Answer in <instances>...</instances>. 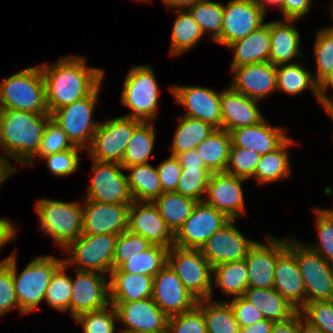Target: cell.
Instances as JSON below:
<instances>
[{
  "label": "cell",
  "mask_w": 333,
  "mask_h": 333,
  "mask_svg": "<svg viewBox=\"0 0 333 333\" xmlns=\"http://www.w3.org/2000/svg\"><path fill=\"white\" fill-rule=\"evenodd\" d=\"M62 58L50 67L48 64L40 66L45 81L46 104L50 114L56 109L89 96L101 85L104 78V71L98 68H87L86 59L82 56Z\"/></svg>",
  "instance_id": "6da1fadb"
},
{
  "label": "cell",
  "mask_w": 333,
  "mask_h": 333,
  "mask_svg": "<svg viewBox=\"0 0 333 333\" xmlns=\"http://www.w3.org/2000/svg\"><path fill=\"white\" fill-rule=\"evenodd\" d=\"M51 114L0 109V146L23 165H33L35 154Z\"/></svg>",
  "instance_id": "7a4b0ae2"
},
{
  "label": "cell",
  "mask_w": 333,
  "mask_h": 333,
  "mask_svg": "<svg viewBox=\"0 0 333 333\" xmlns=\"http://www.w3.org/2000/svg\"><path fill=\"white\" fill-rule=\"evenodd\" d=\"M0 109L50 114L40 65L17 72L0 83Z\"/></svg>",
  "instance_id": "3957f363"
},
{
  "label": "cell",
  "mask_w": 333,
  "mask_h": 333,
  "mask_svg": "<svg viewBox=\"0 0 333 333\" xmlns=\"http://www.w3.org/2000/svg\"><path fill=\"white\" fill-rule=\"evenodd\" d=\"M64 263V258L40 256L17 274L16 254H12V278L19 302V311L25 315L34 311L44 301L46 289L55 271Z\"/></svg>",
  "instance_id": "277c9868"
},
{
  "label": "cell",
  "mask_w": 333,
  "mask_h": 333,
  "mask_svg": "<svg viewBox=\"0 0 333 333\" xmlns=\"http://www.w3.org/2000/svg\"><path fill=\"white\" fill-rule=\"evenodd\" d=\"M79 204L44 197L36 205L41 229L64 250L82 234V206Z\"/></svg>",
  "instance_id": "5b68a950"
},
{
  "label": "cell",
  "mask_w": 333,
  "mask_h": 333,
  "mask_svg": "<svg viewBox=\"0 0 333 333\" xmlns=\"http://www.w3.org/2000/svg\"><path fill=\"white\" fill-rule=\"evenodd\" d=\"M287 247L295 255L303 279L305 304L333 300V265L294 238L288 239Z\"/></svg>",
  "instance_id": "8992f818"
},
{
  "label": "cell",
  "mask_w": 333,
  "mask_h": 333,
  "mask_svg": "<svg viewBox=\"0 0 333 333\" xmlns=\"http://www.w3.org/2000/svg\"><path fill=\"white\" fill-rule=\"evenodd\" d=\"M159 86L152 67L146 65L134 66L128 72L121 103L131 109L125 116L142 122H154L157 111Z\"/></svg>",
  "instance_id": "52a82bcc"
},
{
  "label": "cell",
  "mask_w": 333,
  "mask_h": 333,
  "mask_svg": "<svg viewBox=\"0 0 333 333\" xmlns=\"http://www.w3.org/2000/svg\"><path fill=\"white\" fill-rule=\"evenodd\" d=\"M167 264L194 297L198 300L212 299L213 266L201 250L172 246L168 250Z\"/></svg>",
  "instance_id": "ba28073f"
},
{
  "label": "cell",
  "mask_w": 333,
  "mask_h": 333,
  "mask_svg": "<svg viewBox=\"0 0 333 333\" xmlns=\"http://www.w3.org/2000/svg\"><path fill=\"white\" fill-rule=\"evenodd\" d=\"M116 234H81L64 252H70L64 263L77 264L79 271H95L110 275L113 270Z\"/></svg>",
  "instance_id": "9c48e42d"
},
{
  "label": "cell",
  "mask_w": 333,
  "mask_h": 333,
  "mask_svg": "<svg viewBox=\"0 0 333 333\" xmlns=\"http://www.w3.org/2000/svg\"><path fill=\"white\" fill-rule=\"evenodd\" d=\"M100 85L87 97L56 109L51 118L63 129L73 144L84 149L91 145L99 123H95L93 112L99 97Z\"/></svg>",
  "instance_id": "30bf717a"
},
{
  "label": "cell",
  "mask_w": 333,
  "mask_h": 333,
  "mask_svg": "<svg viewBox=\"0 0 333 333\" xmlns=\"http://www.w3.org/2000/svg\"><path fill=\"white\" fill-rule=\"evenodd\" d=\"M141 122L120 116L100 123L87 149L92 160L121 163L134 129Z\"/></svg>",
  "instance_id": "8fae6325"
},
{
  "label": "cell",
  "mask_w": 333,
  "mask_h": 333,
  "mask_svg": "<svg viewBox=\"0 0 333 333\" xmlns=\"http://www.w3.org/2000/svg\"><path fill=\"white\" fill-rule=\"evenodd\" d=\"M231 219L204 201L197 202L190 216L174 234V246L200 250L207 240Z\"/></svg>",
  "instance_id": "7c38bea8"
},
{
  "label": "cell",
  "mask_w": 333,
  "mask_h": 333,
  "mask_svg": "<svg viewBox=\"0 0 333 333\" xmlns=\"http://www.w3.org/2000/svg\"><path fill=\"white\" fill-rule=\"evenodd\" d=\"M121 169H125L117 162H99L93 160V177L87 187L86 198L90 201L107 204H131L128 178Z\"/></svg>",
  "instance_id": "4fadbf2b"
},
{
  "label": "cell",
  "mask_w": 333,
  "mask_h": 333,
  "mask_svg": "<svg viewBox=\"0 0 333 333\" xmlns=\"http://www.w3.org/2000/svg\"><path fill=\"white\" fill-rule=\"evenodd\" d=\"M266 12L254 0H230L224 6L221 36L215 41L228 46L262 26Z\"/></svg>",
  "instance_id": "5bb4252c"
},
{
  "label": "cell",
  "mask_w": 333,
  "mask_h": 333,
  "mask_svg": "<svg viewBox=\"0 0 333 333\" xmlns=\"http://www.w3.org/2000/svg\"><path fill=\"white\" fill-rule=\"evenodd\" d=\"M110 304L109 281L95 271L76 270L72 278L70 313L73 319L84 312L103 309Z\"/></svg>",
  "instance_id": "9a60e30c"
},
{
  "label": "cell",
  "mask_w": 333,
  "mask_h": 333,
  "mask_svg": "<svg viewBox=\"0 0 333 333\" xmlns=\"http://www.w3.org/2000/svg\"><path fill=\"white\" fill-rule=\"evenodd\" d=\"M82 204V234H116L128 230L131 204H107L85 199Z\"/></svg>",
  "instance_id": "2e32d148"
},
{
  "label": "cell",
  "mask_w": 333,
  "mask_h": 333,
  "mask_svg": "<svg viewBox=\"0 0 333 333\" xmlns=\"http://www.w3.org/2000/svg\"><path fill=\"white\" fill-rule=\"evenodd\" d=\"M170 91L177 103L187 109L183 116L202 120L222 129L221 92L200 86H172Z\"/></svg>",
  "instance_id": "e0dca14e"
},
{
  "label": "cell",
  "mask_w": 333,
  "mask_h": 333,
  "mask_svg": "<svg viewBox=\"0 0 333 333\" xmlns=\"http://www.w3.org/2000/svg\"><path fill=\"white\" fill-rule=\"evenodd\" d=\"M128 231L146 238L152 245L171 248L174 234L153 202L133 201L128 212Z\"/></svg>",
  "instance_id": "ac0fdd59"
},
{
  "label": "cell",
  "mask_w": 333,
  "mask_h": 333,
  "mask_svg": "<svg viewBox=\"0 0 333 333\" xmlns=\"http://www.w3.org/2000/svg\"><path fill=\"white\" fill-rule=\"evenodd\" d=\"M152 298L168 317L193 309L199 301L168 264L153 277Z\"/></svg>",
  "instance_id": "d6986e66"
},
{
  "label": "cell",
  "mask_w": 333,
  "mask_h": 333,
  "mask_svg": "<svg viewBox=\"0 0 333 333\" xmlns=\"http://www.w3.org/2000/svg\"><path fill=\"white\" fill-rule=\"evenodd\" d=\"M231 219L216 231L200 249L204 257L215 267L222 263L243 260L256 242L246 239Z\"/></svg>",
  "instance_id": "ffe728a7"
},
{
  "label": "cell",
  "mask_w": 333,
  "mask_h": 333,
  "mask_svg": "<svg viewBox=\"0 0 333 333\" xmlns=\"http://www.w3.org/2000/svg\"><path fill=\"white\" fill-rule=\"evenodd\" d=\"M267 237L269 244L256 241L244 258L249 271L248 288H273L276 260L287 247L288 239Z\"/></svg>",
  "instance_id": "44dd1931"
},
{
  "label": "cell",
  "mask_w": 333,
  "mask_h": 333,
  "mask_svg": "<svg viewBox=\"0 0 333 333\" xmlns=\"http://www.w3.org/2000/svg\"><path fill=\"white\" fill-rule=\"evenodd\" d=\"M116 309L118 321L127 328L122 333L168 330V316L152 297L135 302H110Z\"/></svg>",
  "instance_id": "7402d4cb"
},
{
  "label": "cell",
  "mask_w": 333,
  "mask_h": 333,
  "mask_svg": "<svg viewBox=\"0 0 333 333\" xmlns=\"http://www.w3.org/2000/svg\"><path fill=\"white\" fill-rule=\"evenodd\" d=\"M246 180L226 172L212 173L206 190L208 198L203 201L236 220L245 209L241 183Z\"/></svg>",
  "instance_id": "603a6c76"
},
{
  "label": "cell",
  "mask_w": 333,
  "mask_h": 333,
  "mask_svg": "<svg viewBox=\"0 0 333 333\" xmlns=\"http://www.w3.org/2000/svg\"><path fill=\"white\" fill-rule=\"evenodd\" d=\"M230 87L249 98L261 100L277 90L276 66L270 62L254 63L233 67Z\"/></svg>",
  "instance_id": "cb8c5ba5"
},
{
  "label": "cell",
  "mask_w": 333,
  "mask_h": 333,
  "mask_svg": "<svg viewBox=\"0 0 333 333\" xmlns=\"http://www.w3.org/2000/svg\"><path fill=\"white\" fill-rule=\"evenodd\" d=\"M258 100L233 90L230 86L221 92L222 129L230 132L237 128L258 124L265 117L257 106Z\"/></svg>",
  "instance_id": "d4e9b609"
},
{
  "label": "cell",
  "mask_w": 333,
  "mask_h": 333,
  "mask_svg": "<svg viewBox=\"0 0 333 333\" xmlns=\"http://www.w3.org/2000/svg\"><path fill=\"white\" fill-rule=\"evenodd\" d=\"M273 288L299 310L305 304V287L294 253L286 247L277 257Z\"/></svg>",
  "instance_id": "484cf974"
},
{
  "label": "cell",
  "mask_w": 333,
  "mask_h": 333,
  "mask_svg": "<svg viewBox=\"0 0 333 333\" xmlns=\"http://www.w3.org/2000/svg\"><path fill=\"white\" fill-rule=\"evenodd\" d=\"M285 131L283 128L271 127L263 119L258 124L231 130V147H241L265 155L288 138Z\"/></svg>",
  "instance_id": "4316f807"
},
{
  "label": "cell",
  "mask_w": 333,
  "mask_h": 333,
  "mask_svg": "<svg viewBox=\"0 0 333 333\" xmlns=\"http://www.w3.org/2000/svg\"><path fill=\"white\" fill-rule=\"evenodd\" d=\"M109 280L110 302H135L153 295V277L113 269Z\"/></svg>",
  "instance_id": "83f0119b"
},
{
  "label": "cell",
  "mask_w": 333,
  "mask_h": 333,
  "mask_svg": "<svg viewBox=\"0 0 333 333\" xmlns=\"http://www.w3.org/2000/svg\"><path fill=\"white\" fill-rule=\"evenodd\" d=\"M227 47L234 51L231 69L241 65L269 62L270 22L264 23L245 38L236 40Z\"/></svg>",
  "instance_id": "f1b7e54d"
},
{
  "label": "cell",
  "mask_w": 333,
  "mask_h": 333,
  "mask_svg": "<svg viewBox=\"0 0 333 333\" xmlns=\"http://www.w3.org/2000/svg\"><path fill=\"white\" fill-rule=\"evenodd\" d=\"M293 22L295 20L286 19L270 22L271 47L269 62L274 66L292 64L289 62L295 56H303L299 50L300 34L296 27L293 26Z\"/></svg>",
  "instance_id": "f546056e"
},
{
  "label": "cell",
  "mask_w": 333,
  "mask_h": 333,
  "mask_svg": "<svg viewBox=\"0 0 333 333\" xmlns=\"http://www.w3.org/2000/svg\"><path fill=\"white\" fill-rule=\"evenodd\" d=\"M243 297L273 322L286 321L298 311L274 288H247Z\"/></svg>",
  "instance_id": "4dcf8cb0"
},
{
  "label": "cell",
  "mask_w": 333,
  "mask_h": 333,
  "mask_svg": "<svg viewBox=\"0 0 333 333\" xmlns=\"http://www.w3.org/2000/svg\"><path fill=\"white\" fill-rule=\"evenodd\" d=\"M127 169L130 171L127 178L133 201L154 202L164 193L157 169L151 164L133 165Z\"/></svg>",
  "instance_id": "1f68e13d"
},
{
  "label": "cell",
  "mask_w": 333,
  "mask_h": 333,
  "mask_svg": "<svg viewBox=\"0 0 333 333\" xmlns=\"http://www.w3.org/2000/svg\"><path fill=\"white\" fill-rule=\"evenodd\" d=\"M230 147V133L224 129H215L195 150L211 173H219L227 169Z\"/></svg>",
  "instance_id": "d6a6232c"
},
{
  "label": "cell",
  "mask_w": 333,
  "mask_h": 333,
  "mask_svg": "<svg viewBox=\"0 0 333 333\" xmlns=\"http://www.w3.org/2000/svg\"><path fill=\"white\" fill-rule=\"evenodd\" d=\"M292 144L295 142L288 137L278 148L261 155L253 176L259 184L273 183L285 179L290 174L291 165L286 149Z\"/></svg>",
  "instance_id": "836d02e7"
},
{
  "label": "cell",
  "mask_w": 333,
  "mask_h": 333,
  "mask_svg": "<svg viewBox=\"0 0 333 333\" xmlns=\"http://www.w3.org/2000/svg\"><path fill=\"white\" fill-rule=\"evenodd\" d=\"M198 201L176 191L164 192L153 203L167 227L175 234L192 213Z\"/></svg>",
  "instance_id": "e575fe53"
},
{
  "label": "cell",
  "mask_w": 333,
  "mask_h": 333,
  "mask_svg": "<svg viewBox=\"0 0 333 333\" xmlns=\"http://www.w3.org/2000/svg\"><path fill=\"white\" fill-rule=\"evenodd\" d=\"M215 127L202 120L183 116L175 132L171 155L177 156L196 147L215 131Z\"/></svg>",
  "instance_id": "d590c367"
},
{
  "label": "cell",
  "mask_w": 333,
  "mask_h": 333,
  "mask_svg": "<svg viewBox=\"0 0 333 333\" xmlns=\"http://www.w3.org/2000/svg\"><path fill=\"white\" fill-rule=\"evenodd\" d=\"M280 67V68H279ZM277 89L291 95L300 94L305 89H312L316 99L321 104L319 85L315 82L312 73L298 63L276 66Z\"/></svg>",
  "instance_id": "8d00e7d4"
},
{
  "label": "cell",
  "mask_w": 333,
  "mask_h": 333,
  "mask_svg": "<svg viewBox=\"0 0 333 333\" xmlns=\"http://www.w3.org/2000/svg\"><path fill=\"white\" fill-rule=\"evenodd\" d=\"M155 143V131L152 122H141L127 144L121 165L127 167L148 163Z\"/></svg>",
  "instance_id": "74e56055"
},
{
  "label": "cell",
  "mask_w": 333,
  "mask_h": 333,
  "mask_svg": "<svg viewBox=\"0 0 333 333\" xmlns=\"http://www.w3.org/2000/svg\"><path fill=\"white\" fill-rule=\"evenodd\" d=\"M216 285L228 296L241 297L248 288L249 271L245 259L213 267Z\"/></svg>",
  "instance_id": "f35d334b"
},
{
  "label": "cell",
  "mask_w": 333,
  "mask_h": 333,
  "mask_svg": "<svg viewBox=\"0 0 333 333\" xmlns=\"http://www.w3.org/2000/svg\"><path fill=\"white\" fill-rule=\"evenodd\" d=\"M197 305L203 311L207 333H240V325L228 302L214 303L211 299H203Z\"/></svg>",
  "instance_id": "ab89813d"
},
{
  "label": "cell",
  "mask_w": 333,
  "mask_h": 333,
  "mask_svg": "<svg viewBox=\"0 0 333 333\" xmlns=\"http://www.w3.org/2000/svg\"><path fill=\"white\" fill-rule=\"evenodd\" d=\"M177 13L171 34V55H180L192 49L204 35L200 25L188 11L177 10Z\"/></svg>",
  "instance_id": "60d3db41"
},
{
  "label": "cell",
  "mask_w": 333,
  "mask_h": 333,
  "mask_svg": "<svg viewBox=\"0 0 333 333\" xmlns=\"http://www.w3.org/2000/svg\"><path fill=\"white\" fill-rule=\"evenodd\" d=\"M169 248L151 245L139 255L129 258L120 269L131 274H145L154 277L167 264Z\"/></svg>",
  "instance_id": "b9f144b4"
},
{
  "label": "cell",
  "mask_w": 333,
  "mask_h": 333,
  "mask_svg": "<svg viewBox=\"0 0 333 333\" xmlns=\"http://www.w3.org/2000/svg\"><path fill=\"white\" fill-rule=\"evenodd\" d=\"M186 11L200 25L204 34L209 31L211 40L216 41L221 36L224 6L220 3L200 0L195 2Z\"/></svg>",
  "instance_id": "7bdbcfd3"
},
{
  "label": "cell",
  "mask_w": 333,
  "mask_h": 333,
  "mask_svg": "<svg viewBox=\"0 0 333 333\" xmlns=\"http://www.w3.org/2000/svg\"><path fill=\"white\" fill-rule=\"evenodd\" d=\"M68 266L63 263L53 274L46 289L44 300L53 308L70 312L72 278L66 273Z\"/></svg>",
  "instance_id": "ee69618b"
},
{
  "label": "cell",
  "mask_w": 333,
  "mask_h": 333,
  "mask_svg": "<svg viewBox=\"0 0 333 333\" xmlns=\"http://www.w3.org/2000/svg\"><path fill=\"white\" fill-rule=\"evenodd\" d=\"M211 174L206 167H182L176 192L198 202L203 201L201 196L206 194Z\"/></svg>",
  "instance_id": "f6af8a7d"
},
{
  "label": "cell",
  "mask_w": 333,
  "mask_h": 333,
  "mask_svg": "<svg viewBox=\"0 0 333 333\" xmlns=\"http://www.w3.org/2000/svg\"><path fill=\"white\" fill-rule=\"evenodd\" d=\"M315 40L314 53L317 72L313 78L320 86L333 71V31L324 28L317 33Z\"/></svg>",
  "instance_id": "bcb514c9"
},
{
  "label": "cell",
  "mask_w": 333,
  "mask_h": 333,
  "mask_svg": "<svg viewBox=\"0 0 333 333\" xmlns=\"http://www.w3.org/2000/svg\"><path fill=\"white\" fill-rule=\"evenodd\" d=\"M318 243L307 246L333 265V210L315 209Z\"/></svg>",
  "instance_id": "7dc6e473"
},
{
  "label": "cell",
  "mask_w": 333,
  "mask_h": 333,
  "mask_svg": "<svg viewBox=\"0 0 333 333\" xmlns=\"http://www.w3.org/2000/svg\"><path fill=\"white\" fill-rule=\"evenodd\" d=\"M74 320L76 324L83 325V333H114V321H118V316L115 307L110 303L103 309L81 313Z\"/></svg>",
  "instance_id": "c3c4849f"
},
{
  "label": "cell",
  "mask_w": 333,
  "mask_h": 333,
  "mask_svg": "<svg viewBox=\"0 0 333 333\" xmlns=\"http://www.w3.org/2000/svg\"><path fill=\"white\" fill-rule=\"evenodd\" d=\"M151 245L146 238L128 230L119 234L113 258V269H119L129 258L139 255Z\"/></svg>",
  "instance_id": "681fc988"
},
{
  "label": "cell",
  "mask_w": 333,
  "mask_h": 333,
  "mask_svg": "<svg viewBox=\"0 0 333 333\" xmlns=\"http://www.w3.org/2000/svg\"><path fill=\"white\" fill-rule=\"evenodd\" d=\"M261 155L241 147H230L226 173L245 179L252 178Z\"/></svg>",
  "instance_id": "f907efd6"
},
{
  "label": "cell",
  "mask_w": 333,
  "mask_h": 333,
  "mask_svg": "<svg viewBox=\"0 0 333 333\" xmlns=\"http://www.w3.org/2000/svg\"><path fill=\"white\" fill-rule=\"evenodd\" d=\"M73 144L67 138L63 129L50 118L44 128L36 156H45L71 149Z\"/></svg>",
  "instance_id": "816d5d0a"
},
{
  "label": "cell",
  "mask_w": 333,
  "mask_h": 333,
  "mask_svg": "<svg viewBox=\"0 0 333 333\" xmlns=\"http://www.w3.org/2000/svg\"><path fill=\"white\" fill-rule=\"evenodd\" d=\"M310 325L325 333H333V300L312 301L298 310Z\"/></svg>",
  "instance_id": "f5cc1de1"
},
{
  "label": "cell",
  "mask_w": 333,
  "mask_h": 333,
  "mask_svg": "<svg viewBox=\"0 0 333 333\" xmlns=\"http://www.w3.org/2000/svg\"><path fill=\"white\" fill-rule=\"evenodd\" d=\"M167 329L168 333H207L202 309L196 305L191 310L169 316Z\"/></svg>",
  "instance_id": "db71d44e"
},
{
  "label": "cell",
  "mask_w": 333,
  "mask_h": 333,
  "mask_svg": "<svg viewBox=\"0 0 333 333\" xmlns=\"http://www.w3.org/2000/svg\"><path fill=\"white\" fill-rule=\"evenodd\" d=\"M19 308L12 278V255L0 262V316Z\"/></svg>",
  "instance_id": "11a10c76"
},
{
  "label": "cell",
  "mask_w": 333,
  "mask_h": 333,
  "mask_svg": "<svg viewBox=\"0 0 333 333\" xmlns=\"http://www.w3.org/2000/svg\"><path fill=\"white\" fill-rule=\"evenodd\" d=\"M79 150L83 149L73 146L71 149L45 156L43 159L47 160L50 173L65 177L72 174L78 168Z\"/></svg>",
  "instance_id": "9f6ffc18"
},
{
  "label": "cell",
  "mask_w": 333,
  "mask_h": 333,
  "mask_svg": "<svg viewBox=\"0 0 333 333\" xmlns=\"http://www.w3.org/2000/svg\"><path fill=\"white\" fill-rule=\"evenodd\" d=\"M163 192L176 191L182 167L176 156H170L156 168Z\"/></svg>",
  "instance_id": "6f0895ef"
},
{
  "label": "cell",
  "mask_w": 333,
  "mask_h": 333,
  "mask_svg": "<svg viewBox=\"0 0 333 333\" xmlns=\"http://www.w3.org/2000/svg\"><path fill=\"white\" fill-rule=\"evenodd\" d=\"M240 327L249 326L264 319L262 313L243 296L232 298L229 302Z\"/></svg>",
  "instance_id": "680465c9"
},
{
  "label": "cell",
  "mask_w": 333,
  "mask_h": 333,
  "mask_svg": "<svg viewBox=\"0 0 333 333\" xmlns=\"http://www.w3.org/2000/svg\"><path fill=\"white\" fill-rule=\"evenodd\" d=\"M311 0H282L279 6L286 20H299L310 10Z\"/></svg>",
  "instance_id": "91938a15"
},
{
  "label": "cell",
  "mask_w": 333,
  "mask_h": 333,
  "mask_svg": "<svg viewBox=\"0 0 333 333\" xmlns=\"http://www.w3.org/2000/svg\"><path fill=\"white\" fill-rule=\"evenodd\" d=\"M270 333H300V312L286 321L273 322Z\"/></svg>",
  "instance_id": "94428289"
},
{
  "label": "cell",
  "mask_w": 333,
  "mask_h": 333,
  "mask_svg": "<svg viewBox=\"0 0 333 333\" xmlns=\"http://www.w3.org/2000/svg\"><path fill=\"white\" fill-rule=\"evenodd\" d=\"M15 225L8 219L0 218V249L16 238Z\"/></svg>",
  "instance_id": "6125c7cd"
},
{
  "label": "cell",
  "mask_w": 333,
  "mask_h": 333,
  "mask_svg": "<svg viewBox=\"0 0 333 333\" xmlns=\"http://www.w3.org/2000/svg\"><path fill=\"white\" fill-rule=\"evenodd\" d=\"M181 167H205L204 161L199 158L197 151L189 150L176 156Z\"/></svg>",
  "instance_id": "be15d7a7"
},
{
  "label": "cell",
  "mask_w": 333,
  "mask_h": 333,
  "mask_svg": "<svg viewBox=\"0 0 333 333\" xmlns=\"http://www.w3.org/2000/svg\"><path fill=\"white\" fill-rule=\"evenodd\" d=\"M272 324L273 321L264 318L249 326L240 327V333H270Z\"/></svg>",
  "instance_id": "e7e4bbea"
},
{
  "label": "cell",
  "mask_w": 333,
  "mask_h": 333,
  "mask_svg": "<svg viewBox=\"0 0 333 333\" xmlns=\"http://www.w3.org/2000/svg\"><path fill=\"white\" fill-rule=\"evenodd\" d=\"M329 86L333 88V71L330 76L319 86L321 105L324 107V110H326L328 106L333 103V99H330L326 94L327 88Z\"/></svg>",
  "instance_id": "03108f58"
},
{
  "label": "cell",
  "mask_w": 333,
  "mask_h": 333,
  "mask_svg": "<svg viewBox=\"0 0 333 333\" xmlns=\"http://www.w3.org/2000/svg\"><path fill=\"white\" fill-rule=\"evenodd\" d=\"M13 173H17V169L0 153V187Z\"/></svg>",
  "instance_id": "003e7915"
},
{
  "label": "cell",
  "mask_w": 333,
  "mask_h": 333,
  "mask_svg": "<svg viewBox=\"0 0 333 333\" xmlns=\"http://www.w3.org/2000/svg\"><path fill=\"white\" fill-rule=\"evenodd\" d=\"M170 9L182 10L191 7L195 2L200 0H162Z\"/></svg>",
  "instance_id": "a7ac6f4b"
},
{
  "label": "cell",
  "mask_w": 333,
  "mask_h": 333,
  "mask_svg": "<svg viewBox=\"0 0 333 333\" xmlns=\"http://www.w3.org/2000/svg\"><path fill=\"white\" fill-rule=\"evenodd\" d=\"M300 333H325V332L320 328L310 325L308 322H306L300 313Z\"/></svg>",
  "instance_id": "89a4df30"
},
{
  "label": "cell",
  "mask_w": 333,
  "mask_h": 333,
  "mask_svg": "<svg viewBox=\"0 0 333 333\" xmlns=\"http://www.w3.org/2000/svg\"><path fill=\"white\" fill-rule=\"evenodd\" d=\"M258 6H260L266 12V5L280 6L282 0H254Z\"/></svg>",
  "instance_id": "2644e50d"
},
{
  "label": "cell",
  "mask_w": 333,
  "mask_h": 333,
  "mask_svg": "<svg viewBox=\"0 0 333 333\" xmlns=\"http://www.w3.org/2000/svg\"><path fill=\"white\" fill-rule=\"evenodd\" d=\"M130 333H168V330H157V331H135Z\"/></svg>",
  "instance_id": "8c879c8a"
},
{
  "label": "cell",
  "mask_w": 333,
  "mask_h": 333,
  "mask_svg": "<svg viewBox=\"0 0 333 333\" xmlns=\"http://www.w3.org/2000/svg\"><path fill=\"white\" fill-rule=\"evenodd\" d=\"M326 112H333V103L328 106Z\"/></svg>",
  "instance_id": "753ad0ef"
},
{
  "label": "cell",
  "mask_w": 333,
  "mask_h": 333,
  "mask_svg": "<svg viewBox=\"0 0 333 333\" xmlns=\"http://www.w3.org/2000/svg\"><path fill=\"white\" fill-rule=\"evenodd\" d=\"M332 9H331V17H332V19H333V5H332V7H331ZM329 29H331L332 31H333V26L332 27H328Z\"/></svg>",
  "instance_id": "34e18365"
},
{
  "label": "cell",
  "mask_w": 333,
  "mask_h": 333,
  "mask_svg": "<svg viewBox=\"0 0 333 333\" xmlns=\"http://www.w3.org/2000/svg\"><path fill=\"white\" fill-rule=\"evenodd\" d=\"M330 116H331V119L333 120V112H327Z\"/></svg>",
  "instance_id": "11e5206c"
}]
</instances>
